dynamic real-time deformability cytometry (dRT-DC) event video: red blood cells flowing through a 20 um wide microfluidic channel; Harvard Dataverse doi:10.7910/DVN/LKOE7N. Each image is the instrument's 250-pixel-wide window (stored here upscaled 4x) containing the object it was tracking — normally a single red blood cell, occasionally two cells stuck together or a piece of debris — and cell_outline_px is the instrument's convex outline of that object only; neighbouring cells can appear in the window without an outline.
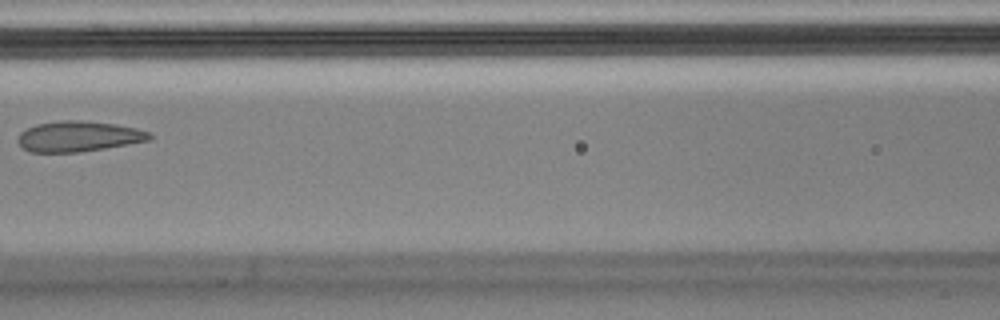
{"species": "Egyptian fruit bat (a non-hibernating species)", "species_latin": "Rousettus aegyptiacus", "temperature_condition": "cold", "stored_images_in_passage": 8, "camera_frame_rate_fps": 3000, "um_per_image_px": 0.085, "animal": {"sex": "male"}, "frame": {"image": 1, "passage_image": 5, "time_ms": 1.333, "image_size_px": [1000, 320], "cell_outline_px": [[152, 140], [80, 152], [32, 152], [24, 148], [16, 140], [20, 132], [36, 124], [60, 120], [84, 120], [116, 124], [136, 128], [152, 132]], "centroid_in_image_um": [6.7, 11.58], "position_along_channel_um": 159.9, "area_um2": 23.52}}
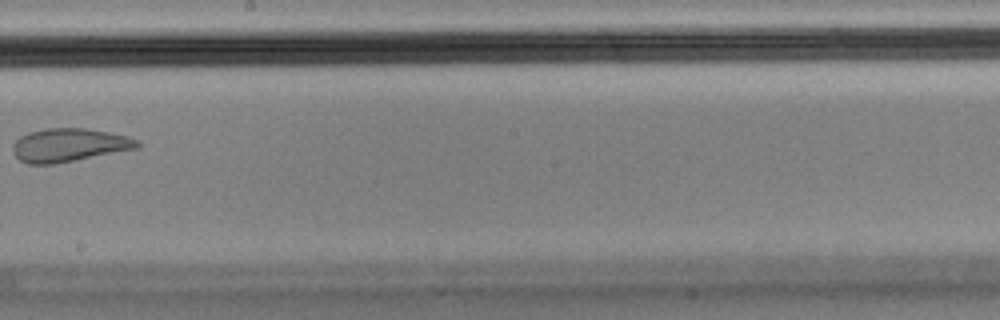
{"frame": {"image": 2, "passage_image": 7, "time_ms": 2.0, "image_size_px": [1000, 320], "cell_outline_px": [[140, 148], [52, 164], [28, 164], [20, 160], [12, 152], [12, 144], [20, 136], [28, 132], [44, 128], [88, 128], [128, 136], [136, 140], [140, 144]], "centroid_in_image_um": [5.85, 12.32], "position_along_channel_um": 242.4, "area_um2": 24.22}}
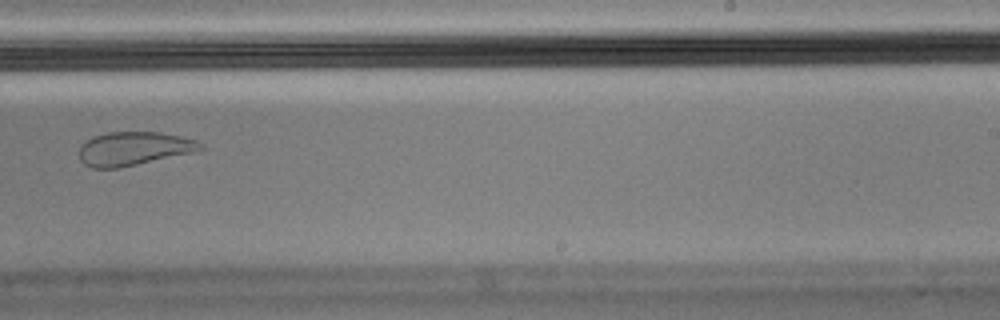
{"frame": {"image": 3, "passage_image": 8, "time_ms": 2.333, "image_size_px": [1000, 320], "cell_outline_px": [[204, 148], [200, 152], [116, 168], [92, 168], [84, 164], [80, 160], [80, 148], [92, 136], [108, 132], [160, 132], [180, 136], [196, 140], [204, 144]], "centroid_in_image_um": [11.45, 12.63], "position_along_channel_um": 277.6, "area_um2": 23.93}}